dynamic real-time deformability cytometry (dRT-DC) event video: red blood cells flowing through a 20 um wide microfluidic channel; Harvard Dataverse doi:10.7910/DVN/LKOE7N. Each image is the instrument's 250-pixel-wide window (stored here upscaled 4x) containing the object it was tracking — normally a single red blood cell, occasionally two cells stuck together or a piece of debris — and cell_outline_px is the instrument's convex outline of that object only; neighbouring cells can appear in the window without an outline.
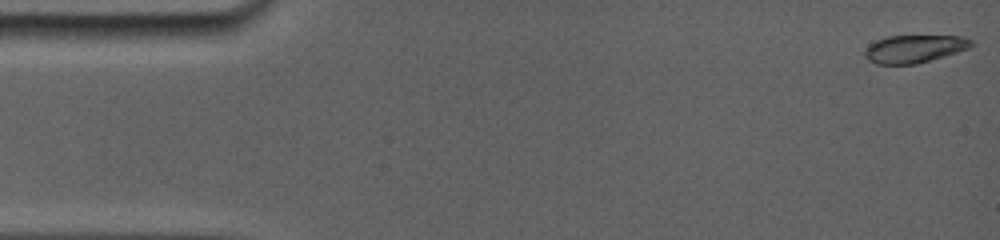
{"species": "common noctule bat (a hibernating species)", "species_latin": "Nyctalus noctula", "temperature_condition": "room temperature", "stored_images_in_passage": 91, "camera_frame_rate_fps": 5000, "um_per_image_px": 0.085, "animal": {"sex": "female", "body_mass_g": 19.0, "forearm_length_mm": 56.7}, "frame": {"image": 1, "passage_image": 1, "time_ms": 0.0, "image_size_px": [1000, 240], "cell_outline_px": [[976, 44], [968, 48], [944, 56], [916, 64], [876, 64], [868, 60], [864, 56], [864, 52], [868, 44], [876, 40], [888, 36], [964, 36], [972, 40]], "centroid_in_image_um": [77.7, 4.14], "position_along_channel_um": 7.3, "area_um2": 17.28}}
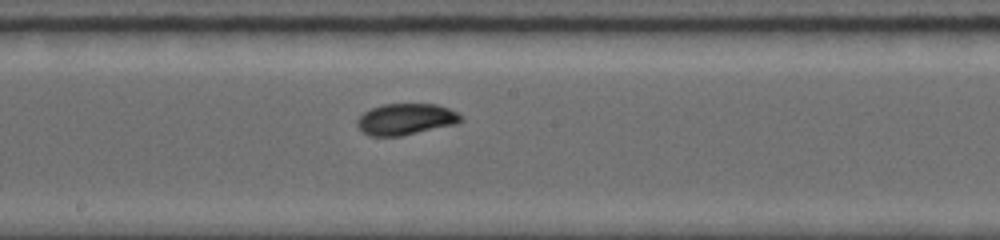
{"frame": {"image": 2, "passage_image": 47, "time_ms": 8.6, "image_size_px": [1000, 240], "cell_outline_px": [[464, 120], [456, 124], [400, 136], [372, 136], [364, 132], [356, 124], [356, 120], [364, 112], [372, 108], [384, 104], [436, 104], [448, 108], [464, 116]], "centroid_in_image_um": [34.52, 10.13], "position_along_channel_um": 213.7, "area_um2": 18.84}}
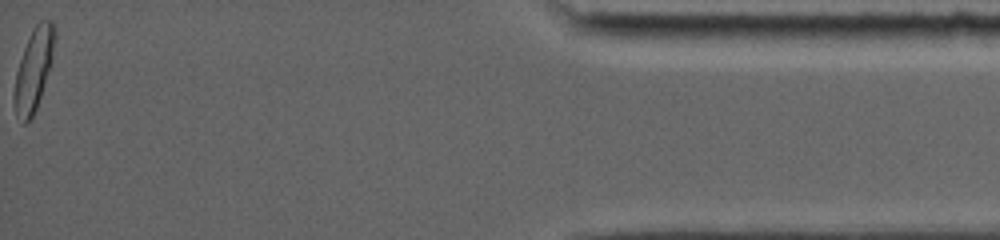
{"frame": {"image": 3, "passage_image": 91, "time_ms": 16.2, "image_size_px": [1000, 240], "cell_outline_px": [[56, 36], [52, 60], [36, 108], [32, 116], [24, 124], [16, 116], [12, 100], [12, 96], [16, 72], [24, 48], [32, 28], [40, 20], [52, 20], [56, 24]], "centroid_in_image_um": [2.86, 5.86], "position_along_channel_um": 432.3, "area_um2": 19.48}, "authors_computed_cell_mechanics": {"area_um2": 18.3804, "velocity_mm_per_s": 3.8593, "shape_relaxation_time_tau1_ms": 3.9971, "shape_relaxation_time_tau2_ms": null, "deformation_change_tau1": 0.1352, "deformation_change_tau2": null}}